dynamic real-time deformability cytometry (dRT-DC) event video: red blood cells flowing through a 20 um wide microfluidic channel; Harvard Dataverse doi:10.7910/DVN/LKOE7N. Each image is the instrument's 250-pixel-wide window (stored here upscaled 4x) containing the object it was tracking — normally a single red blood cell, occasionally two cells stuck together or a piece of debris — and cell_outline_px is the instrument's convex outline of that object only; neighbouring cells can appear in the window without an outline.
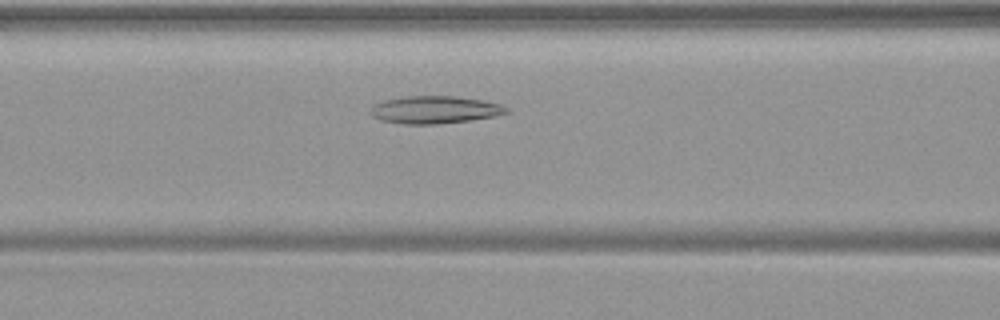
{"species": "common noctule bat (a hibernating species)", "species_latin": "Nyctalus noctula", "temperature_condition": "warm", "stored_images_in_passage": 44, "camera_frame_rate_fps": 3000, "um_per_image_px": 0.085, "animal": {"sex": "female", "body_mass_g": 19.9}, "frame": {"image": 1, "passage_image": 15, "time_ms": 4.667, "image_size_px": [1000, 320], "cell_outline_px": [[512, 112], [496, 116], [472, 120], [436, 124], [404, 124], [380, 120], [372, 116], [372, 104], [384, 100], [404, 96], [456, 96], [484, 100], [500, 104], [508, 108]], "centroid_in_image_um": [37.0, 9.33], "position_along_channel_um": 129.6, "area_um2": 22.02}}
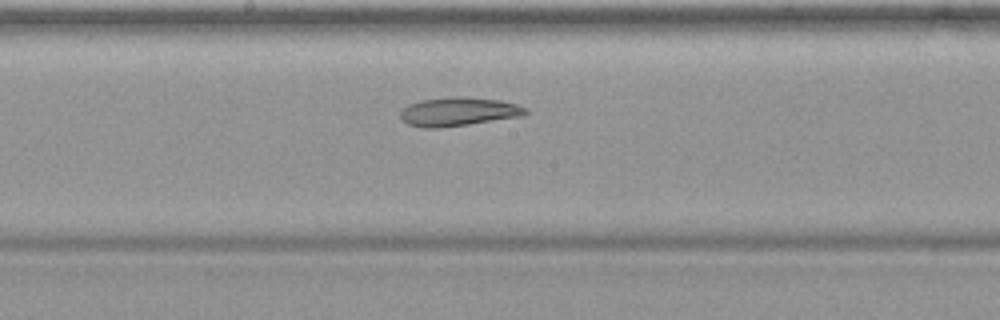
{"frame": {"image": 2, "passage_image": 21, "time_ms": 6.667, "image_size_px": [1000, 320], "cell_outline_px": [[528, 112], [520, 116], [468, 124], [440, 128], [424, 128], [408, 124], [400, 120], [400, 112], [408, 104], [420, 100], [452, 96], [456, 96], [500, 100], [516, 104], [528, 108]], "centroid_in_image_um": [38.92, 9.49], "position_along_channel_um": 209.3, "area_um2": 20.92}}
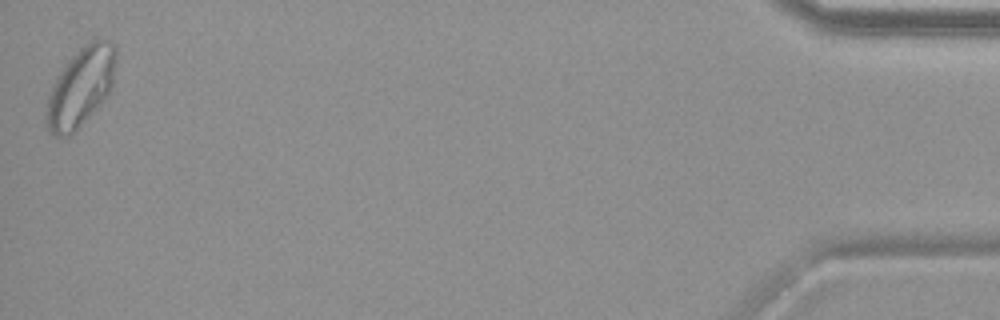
{"frame": {"image": 3, "passage_image": 44, "time_ms": 14.333, "image_size_px": [1000, 320], "cell_outline_px": [[116, 56], [112, 88], [100, 104], [76, 132], [68, 136], [52, 136], [48, 132], [44, 120], [44, 112], [48, 96], [52, 84], [68, 60], [84, 44], [92, 40], [104, 36], [112, 40], [116, 44]], "centroid_in_image_um": [6.85, 7.4], "position_along_channel_um": 428.4, "area_um2": 32.77}}